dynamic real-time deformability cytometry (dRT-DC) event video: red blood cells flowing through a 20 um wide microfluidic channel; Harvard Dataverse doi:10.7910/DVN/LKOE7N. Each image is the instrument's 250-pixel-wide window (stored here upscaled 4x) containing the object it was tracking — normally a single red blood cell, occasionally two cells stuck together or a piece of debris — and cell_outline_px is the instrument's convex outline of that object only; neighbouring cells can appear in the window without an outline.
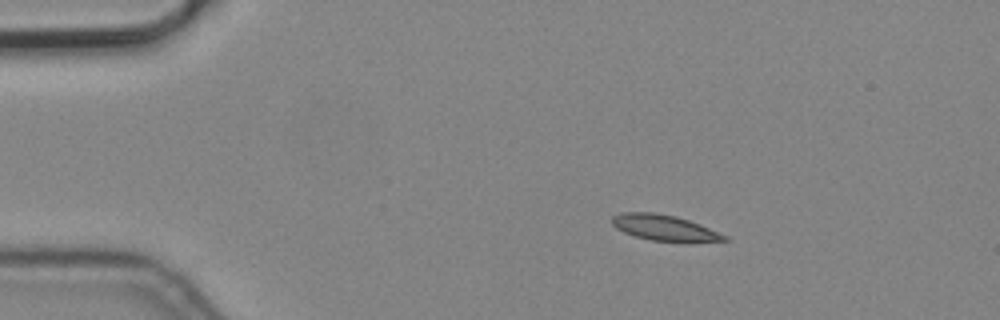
{"species": "common noctule bat (a hibernating species)", "species_latin": "Nyctalus noctula", "temperature_condition": "cold", "stored_images_in_passage": 3, "camera_frame_rate_fps": 3000, "um_per_image_px": 0.085, "animal": {"sex": "male", "body_mass_g": 19.2, "forearm_length_mm": 51.8}, "frame": {"image": 1, "passage_image": 1, "time_ms": 0.0, "image_size_px": [1000, 320], "cell_outline_px": [[732, 240], [652, 240], [636, 236], [624, 232], [616, 228], [612, 224], [612, 216], [620, 212], [652, 212], [676, 216], [700, 224], [728, 236]], "centroid_in_image_um": [56.41, 19.32], "position_along_channel_um": 28.6, "area_um2": 16.3}}